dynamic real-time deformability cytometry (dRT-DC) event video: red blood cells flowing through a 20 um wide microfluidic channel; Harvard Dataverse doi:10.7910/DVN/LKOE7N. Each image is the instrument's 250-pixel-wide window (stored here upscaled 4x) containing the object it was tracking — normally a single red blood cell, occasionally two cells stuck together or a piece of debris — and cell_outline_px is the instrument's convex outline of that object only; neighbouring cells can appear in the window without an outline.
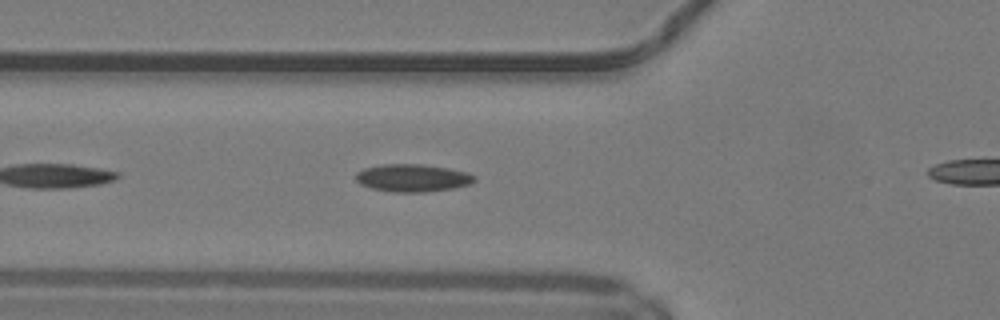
{"species": "common noctule bat (a hibernating species)", "species_latin": "Nyctalus noctula", "temperature_condition": "warm", "stored_images_in_passage": 28, "camera_frame_rate_fps": 3000, "um_per_image_px": 0.085, "animal": {"sex": "male", "body_mass_g": 19.2, "forearm_length_mm": 51.8}, "frame": {"image": 1, "passage_image": 5, "time_ms": 1.333, "image_size_px": [1000, 320], "cell_outline_px": [[476, 180], [472, 184], [452, 188], [424, 192], [392, 192], [372, 188], [360, 184], [356, 180], [356, 172], [364, 168], [384, 164], [420, 164], [448, 168], [468, 172], [476, 176]], "centroid_in_image_um": [35.09, 15.12], "position_along_channel_um": 90.7, "area_um2": 19.13}}
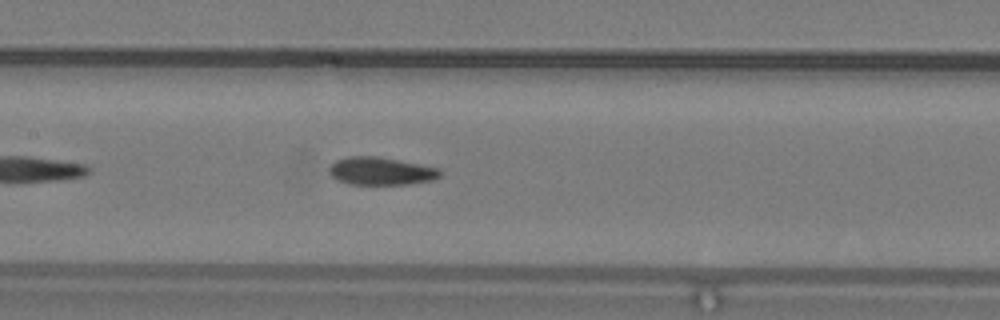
{"frame": {"image": 2, "passage_image": 11, "time_ms": 3.333, "image_size_px": [1000, 320], "cell_outline_px": [[444, 172], [440, 176], [432, 180], [408, 184], [348, 184], [336, 180], [328, 172], [328, 168], [336, 160], [348, 156], [380, 156], [440, 168]], "centroid_in_image_um": [32.38, 14.53], "position_along_channel_um": 175.0, "area_um2": 18.21}}
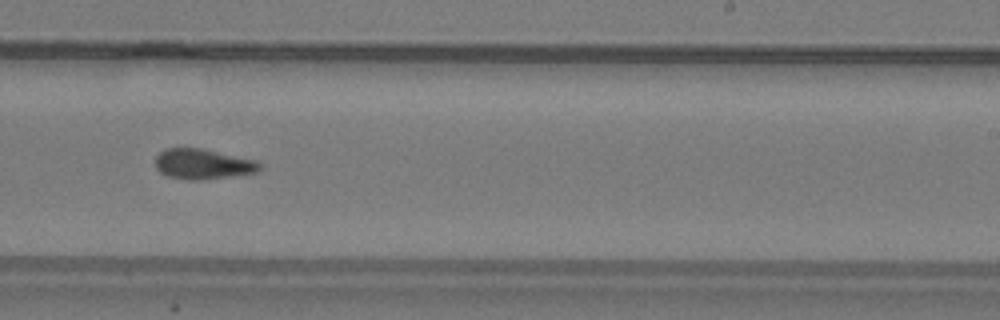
{"frame": {"image": 3, "passage_image": 18, "time_ms": 5.667, "image_size_px": [1000, 320], "cell_outline_px": [[264, 164], [256, 172], [200, 180], [188, 180], [168, 176], [160, 172], [156, 168], [156, 156], [164, 148], [204, 148], [260, 160]], "centroid_in_image_um": [17.29, 13.92], "position_along_channel_um": 271.7, "area_um2": 18.67}}